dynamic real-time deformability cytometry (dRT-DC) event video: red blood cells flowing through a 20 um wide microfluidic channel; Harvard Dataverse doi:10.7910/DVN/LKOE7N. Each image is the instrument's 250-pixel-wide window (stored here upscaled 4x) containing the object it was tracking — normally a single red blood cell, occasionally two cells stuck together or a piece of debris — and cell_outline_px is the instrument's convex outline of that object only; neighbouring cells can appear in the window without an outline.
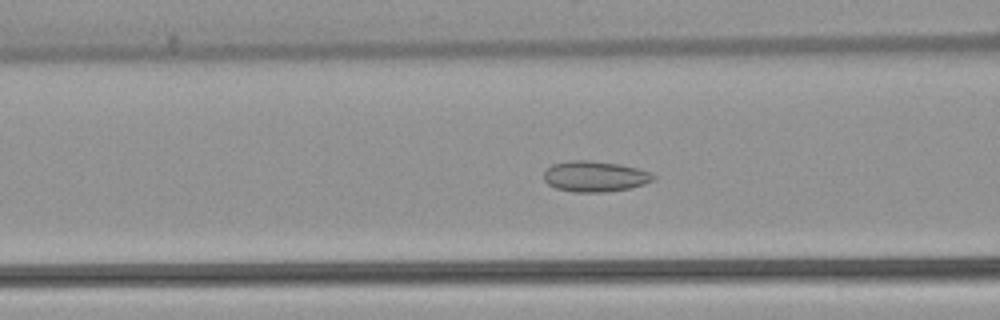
{"species": "common noctule bat (a hibernating species)", "species_latin": "Nyctalus noctula", "temperature_condition": "warm", "stored_images_in_passage": 24, "camera_frame_rate_fps": 3000, "um_per_image_px": 0.085, "animal": {"sex": "female", "body_mass_g": 22.7, "forearm_length_mm": 54.2}, "frame": {"image": 1, "passage_image": 21, "time_ms": 6.667, "image_size_px": [1000, 320], "cell_outline_px": [[656, 176], [652, 180], [644, 184], [628, 188], [604, 192], [572, 192], [556, 188], [548, 184], [544, 180], [544, 172], [552, 164], [568, 160], [588, 160], [620, 164], [652, 172]], "centroid_in_image_um": [50.55, 14.99], "position_along_channel_um": 116.1, "area_um2": 19.59}}
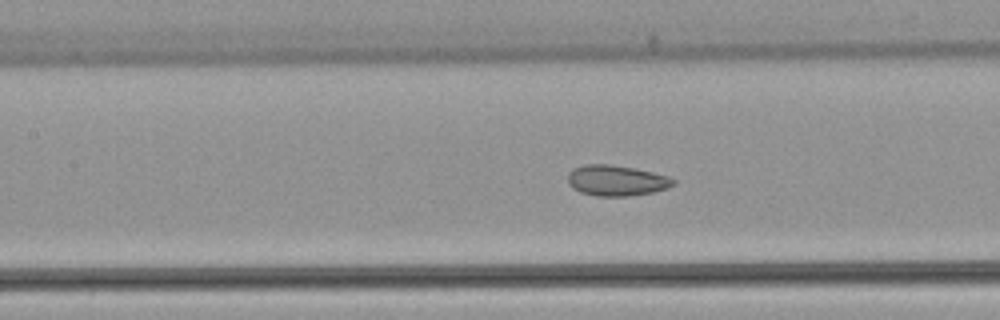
{"frame": {"image": 2, "passage_image": 24, "time_ms": 7.667, "image_size_px": [1000, 320], "cell_outline_px": [[676, 184], [668, 188], [652, 192], [628, 196], [596, 196], [580, 192], [572, 188], [568, 184], [568, 172], [572, 168], [584, 164], [608, 164], [632, 168], [652, 172], [668, 176], [676, 180]], "centroid_in_image_um": [52.37, 15.34], "position_along_channel_um": 155.0, "area_um2": 18.96}}